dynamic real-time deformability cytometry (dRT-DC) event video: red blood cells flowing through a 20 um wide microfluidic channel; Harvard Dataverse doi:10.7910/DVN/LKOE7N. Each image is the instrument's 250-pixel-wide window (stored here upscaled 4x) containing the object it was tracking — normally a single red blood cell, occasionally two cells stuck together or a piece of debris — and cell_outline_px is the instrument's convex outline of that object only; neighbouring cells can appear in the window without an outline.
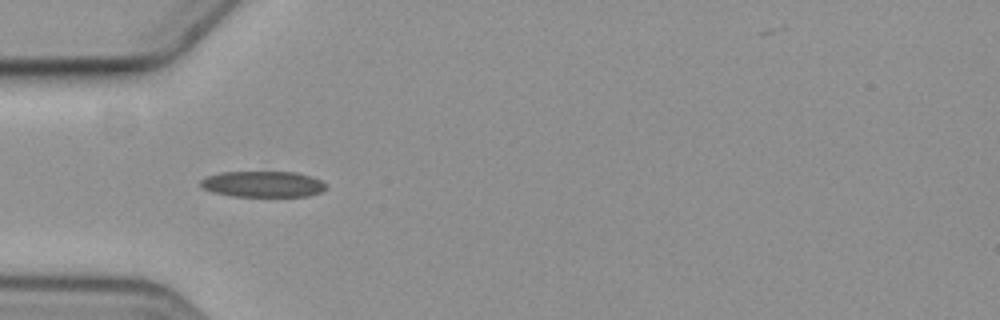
{"species": "common noctule bat (a hibernating species)", "species_latin": "Nyctalus noctula", "temperature_condition": "cold", "stored_images_in_passage": 36, "camera_frame_rate_fps": 3000, "um_per_image_px": 0.085, "animal": {"sex": "female", "body_mass_g": 19.3, "forearm_length_mm": 54.1}, "frame": {"image": 1, "passage_image": 1, "time_ms": 0.0, "image_size_px": [1000, 320], "cell_outline_px": [[328, 188], [320, 192], [308, 196], [232, 196], [212, 192], [204, 188], [200, 184], [200, 180], [208, 176], [220, 172], [296, 172], [312, 176], [328, 184]], "centroid_in_image_um": [22.39, 15.65], "position_along_channel_um": 62.6, "area_um2": 19.07}}
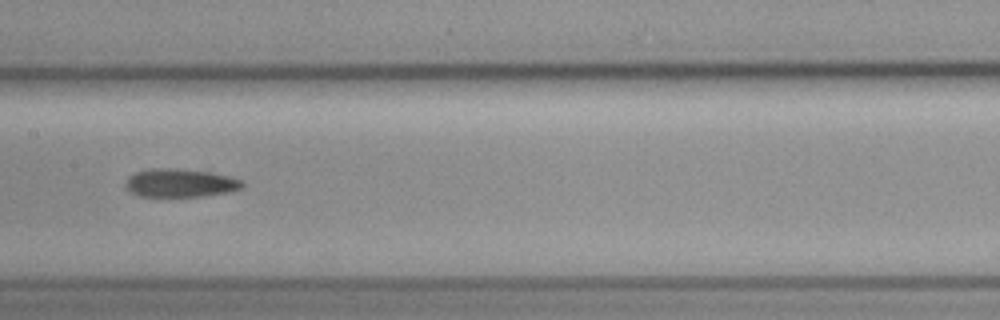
{"frame": {"image": 2, "passage_image": 12, "time_ms": 3.667, "image_size_px": [1000, 320], "cell_outline_px": [[244, 184], [240, 188], [228, 192], [204, 196], [140, 196], [132, 192], [128, 188], [128, 176], [136, 172], [148, 168], [176, 168], [212, 172], [228, 176], [240, 180]], "centroid_in_image_um": [15.33, 15.54], "position_along_channel_um": 192.1, "area_um2": 19.02}}
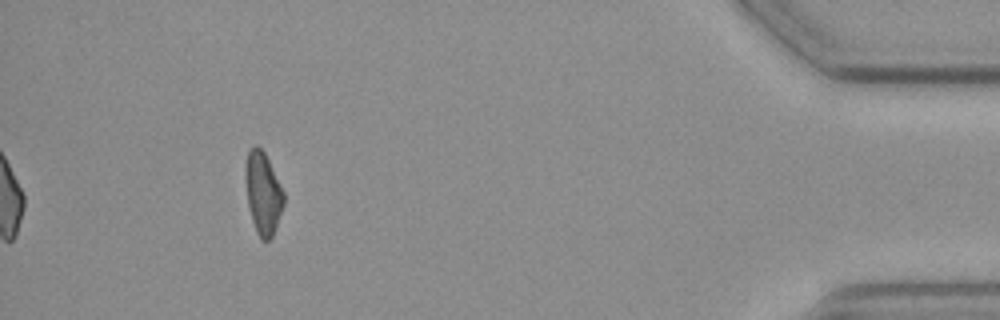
{"frame": {"image": 3, "passage_image": 36, "time_ms": 11.667, "image_size_px": [1000, 320], "cell_outline_px": [[284, 204], [276, 228], [272, 236], [268, 240], [260, 240], [256, 232], [252, 220], [248, 204], [244, 168], [248, 152], [256, 144], [264, 152], [284, 192]], "centroid_in_image_um": [22.35, 16.44], "position_along_channel_um": 412.8, "area_um2": 18.21}}